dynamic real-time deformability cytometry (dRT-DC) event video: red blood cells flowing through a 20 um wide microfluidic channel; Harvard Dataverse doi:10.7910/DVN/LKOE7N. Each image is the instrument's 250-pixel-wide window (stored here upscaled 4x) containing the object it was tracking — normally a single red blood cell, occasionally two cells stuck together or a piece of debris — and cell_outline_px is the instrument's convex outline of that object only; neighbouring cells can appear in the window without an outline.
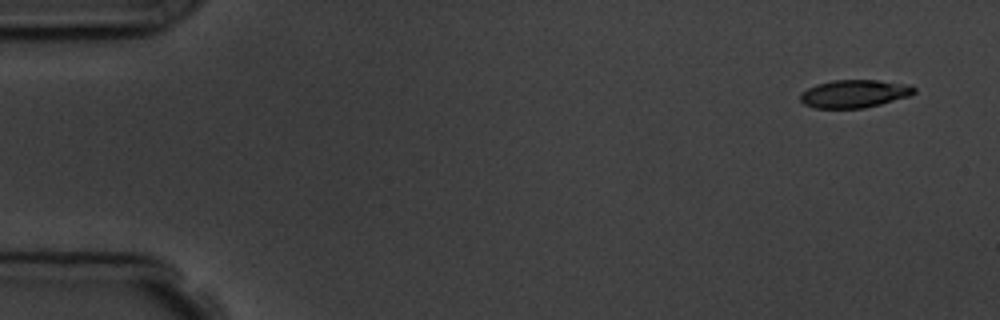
{"species": "common noctule bat (a hibernating species)", "species_latin": "Nyctalus noctula", "temperature_condition": "room temperature", "stored_images_in_passage": 6, "camera_frame_rate_fps": 3000, "um_per_image_px": 0.085, "animal": {"sex": "male", "body_mass_g": 19.5, "forearm_length_mm": 54.6}, "frame": {"image": 1, "passage_image": 1, "time_ms": 0.0, "image_size_px": [1000, 320], "cell_outline_px": [[916, 92], [908, 96], [880, 104], [864, 108], [816, 108], [804, 104], [800, 100], [800, 92], [816, 84], [832, 80], [876, 80], [908, 84], [916, 88]], "centroid_in_image_um": [72.6, 7.96], "position_along_channel_um": 12.4, "area_um2": 18.5}}
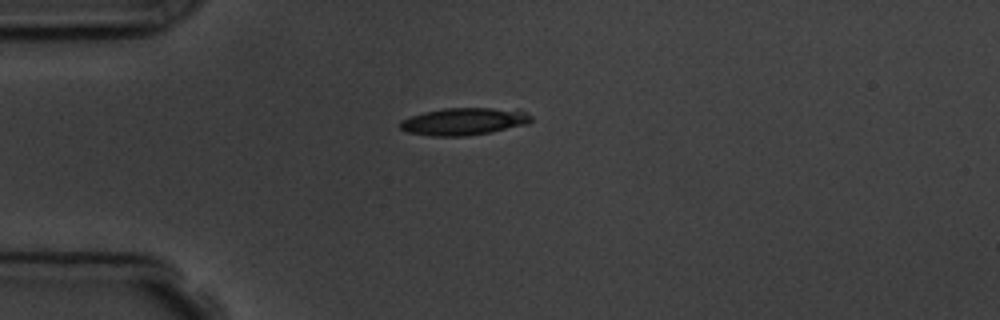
{"frame": {"image": 2, "passage_image": 4, "time_ms": 3.667, "image_size_px": [1000, 320], "cell_outline_px": [[532, 120], [528, 124], [492, 132], [464, 136], [432, 136], [408, 132], [400, 128], [400, 120], [424, 112], [444, 108], [492, 108], [524, 112], [532, 116]], "centroid_in_image_um": [39.42, 10.33], "position_along_channel_um": 45.6, "area_um2": 20.63}}